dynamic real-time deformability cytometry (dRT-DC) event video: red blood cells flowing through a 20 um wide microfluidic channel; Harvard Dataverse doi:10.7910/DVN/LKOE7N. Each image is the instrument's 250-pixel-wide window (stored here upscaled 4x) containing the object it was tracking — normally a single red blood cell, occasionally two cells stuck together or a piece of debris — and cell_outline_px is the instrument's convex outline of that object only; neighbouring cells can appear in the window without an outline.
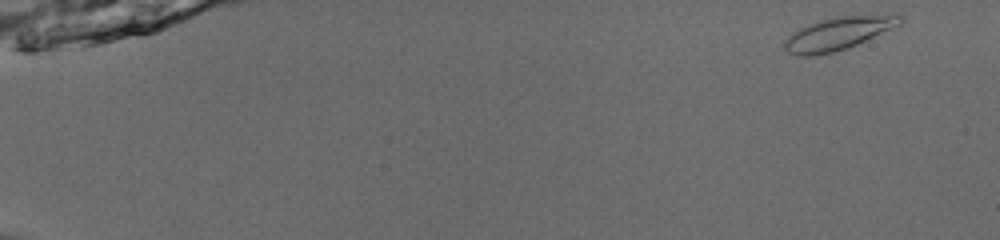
{"species": "common noctule bat (a hibernating species)", "species_latin": "Nyctalus noctula", "temperature_condition": "room temperature", "stored_images_in_passage": 51, "camera_frame_rate_fps": 3000, "um_per_image_px": 0.085, "animal": {"sex": "male", "body_mass_g": 13.0, "forearm_length_mm": 53.1}, "frame": {"image": 1, "passage_image": 1, "time_ms": 0.0, "image_size_px": [1000, 240], "cell_outline_px": [[904, 20], [900, 24], [856, 44], [832, 52], [812, 56], [800, 56], [788, 52], [784, 48], [784, 40], [788, 36], [800, 28], [808, 24], [820, 20], [836, 16], [896, 12], [900, 12], [904, 16]], "centroid_in_image_um": [71.33, 2.79], "position_along_channel_um": 13.7, "area_um2": 22.37}}
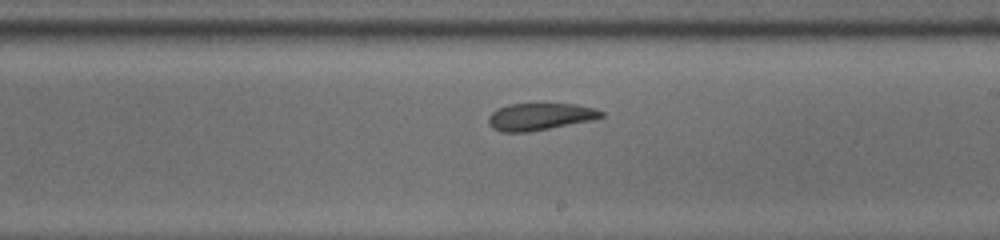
{"frame": {"image": 2, "passage_image": 31, "time_ms": 10.0, "image_size_px": [1000, 240], "cell_outline_px": [[604, 116], [592, 120], [528, 132], [500, 132], [492, 128], [488, 120], [488, 116], [496, 108], [508, 104], [576, 104], [596, 108], [604, 112]], "centroid_in_image_um": [45.88, 9.91], "position_along_channel_um": 243.1, "area_um2": 17.86}}
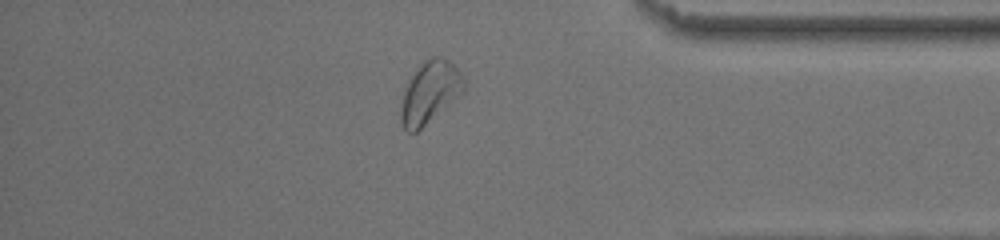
{"frame": {"image": 3, "passage_image": 44, "time_ms": 14.333, "image_size_px": [1000, 240], "cell_outline_px": [[464, 92], [416, 132], [408, 132], [404, 128], [400, 120], [400, 104], [404, 88], [408, 80], [416, 68], [424, 60], [432, 56], [440, 56], [448, 60], [460, 72], [464, 80]], "centroid_in_image_um": [36.5, 7.83], "position_along_channel_um": 398.7, "area_um2": 22.77}, "authors_computed_cell_mechanics": {"area_um2": 20.3456, "velocity_mm_per_s": 3.9325, "shape_relaxation_time_tau1_ms": 9.6925, "shape_relaxation_time_tau2_ms": 1.6041, "deformation_change_tau1": 0.2241, "deformation_change_tau2": 0.0765}}